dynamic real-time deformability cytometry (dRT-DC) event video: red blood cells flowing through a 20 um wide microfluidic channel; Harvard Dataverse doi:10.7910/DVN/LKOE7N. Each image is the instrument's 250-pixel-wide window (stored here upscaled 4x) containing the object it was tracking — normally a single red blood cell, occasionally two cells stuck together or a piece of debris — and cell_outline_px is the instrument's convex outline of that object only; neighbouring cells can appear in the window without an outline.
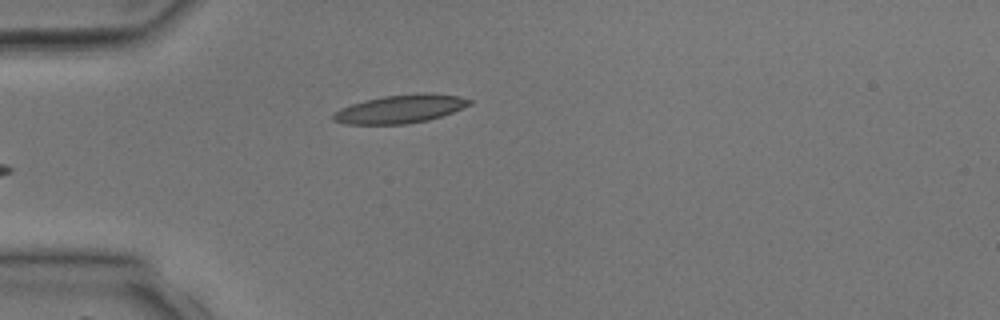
{"species": "common noctule bat (a hibernating species)", "species_latin": "Nyctalus noctula", "temperature_condition": "room temperature", "stored_images_in_passage": 4, "camera_frame_rate_fps": 3000, "um_per_image_px": 0.085, "animal": {"sex": "male", "body_mass_g": 17.9, "forearm_length_mm": 54.2}, "frame": {"image": 1, "passage_image": 4, "time_ms": 3.333, "image_size_px": [1000, 320], "cell_outline_px": [[472, 104], [452, 112], [428, 120], [408, 124], [348, 124], [332, 120], [332, 116], [340, 108], [364, 100], [384, 96], [416, 92], [428, 92], [460, 96], [472, 100]], "centroid_in_image_um": [34.06, 9.24], "position_along_channel_um": 50.9, "area_um2": 22.6}}